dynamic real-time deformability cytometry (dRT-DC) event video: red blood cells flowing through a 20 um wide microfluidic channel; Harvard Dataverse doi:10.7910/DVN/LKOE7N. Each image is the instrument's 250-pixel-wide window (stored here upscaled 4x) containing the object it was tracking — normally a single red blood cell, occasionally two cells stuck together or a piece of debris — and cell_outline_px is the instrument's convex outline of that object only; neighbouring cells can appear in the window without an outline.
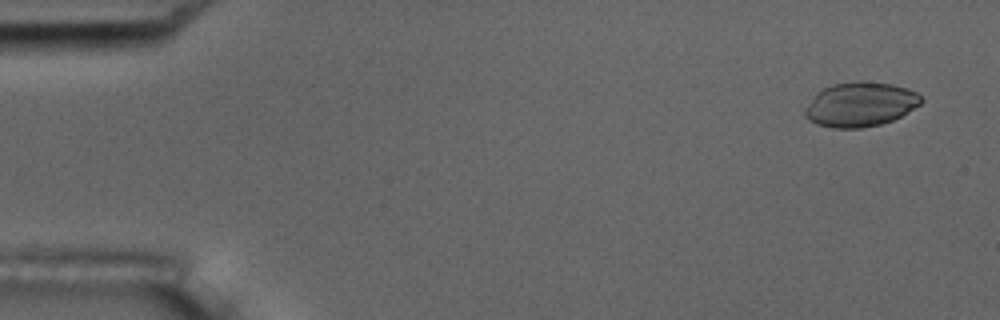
{"species": "common noctule bat (a hibernating species)", "species_latin": "Nyctalus noctula", "temperature_condition": "room temperature", "stored_images_in_passage": 5, "camera_frame_rate_fps": 3000, "um_per_image_px": 0.085, "animal": {"sex": "male", "body_mass_g": 17.5, "forearm_length_mm": 52.3}, "frame": {"image": 1, "passage_image": 1, "time_ms": 0.0, "image_size_px": [1000, 320], "cell_outline_px": [[924, 100], [920, 104], [900, 116], [892, 120], [880, 124], [860, 128], [832, 128], [816, 124], [808, 120], [804, 116], [804, 108], [816, 92], [832, 84], [860, 80], [892, 84], [916, 92]], "centroid_in_image_um": [73.07, 8.87], "position_along_channel_um": 11.9, "area_um2": 30.17}}